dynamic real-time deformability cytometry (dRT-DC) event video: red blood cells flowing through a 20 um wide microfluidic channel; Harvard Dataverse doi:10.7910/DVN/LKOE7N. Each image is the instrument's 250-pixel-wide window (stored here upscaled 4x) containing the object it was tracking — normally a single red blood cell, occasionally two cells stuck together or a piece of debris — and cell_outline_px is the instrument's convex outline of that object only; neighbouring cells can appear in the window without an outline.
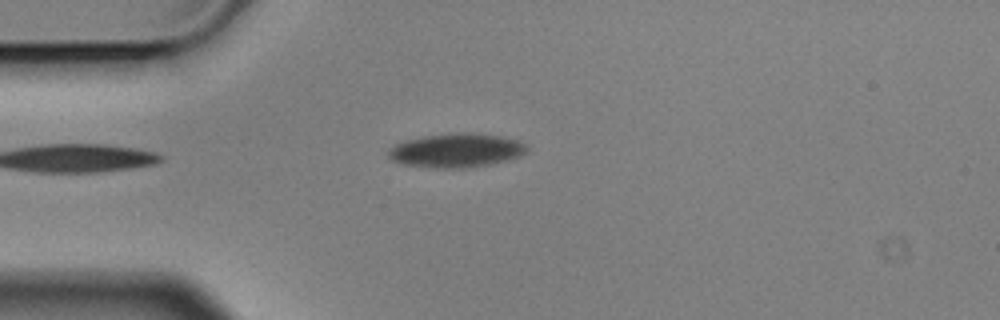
{"species": "Egyptian fruit bat (a non-hibernating species)", "species_latin": "Rousettus aegyptiacus", "temperature_condition": "cold", "stored_images_in_passage": 2, "camera_frame_rate_fps": 3000, "um_per_image_px": 0.085, "animal": {"sex": "male"}, "frame": {"image": 1, "passage_image": 2, "time_ms": 0.333, "image_size_px": [1000, 320], "cell_outline_px": [[528, 148], [520, 156], [508, 160], [492, 164], [472, 168], [432, 168], [404, 164], [392, 160], [388, 156], [388, 148], [396, 144], [408, 140], [424, 136], [460, 132], [468, 132], [500, 136], [516, 140], [524, 144]], "centroid_in_image_um": [38.78, 12.8], "position_along_channel_um": 46.2, "area_um2": 27.4}}